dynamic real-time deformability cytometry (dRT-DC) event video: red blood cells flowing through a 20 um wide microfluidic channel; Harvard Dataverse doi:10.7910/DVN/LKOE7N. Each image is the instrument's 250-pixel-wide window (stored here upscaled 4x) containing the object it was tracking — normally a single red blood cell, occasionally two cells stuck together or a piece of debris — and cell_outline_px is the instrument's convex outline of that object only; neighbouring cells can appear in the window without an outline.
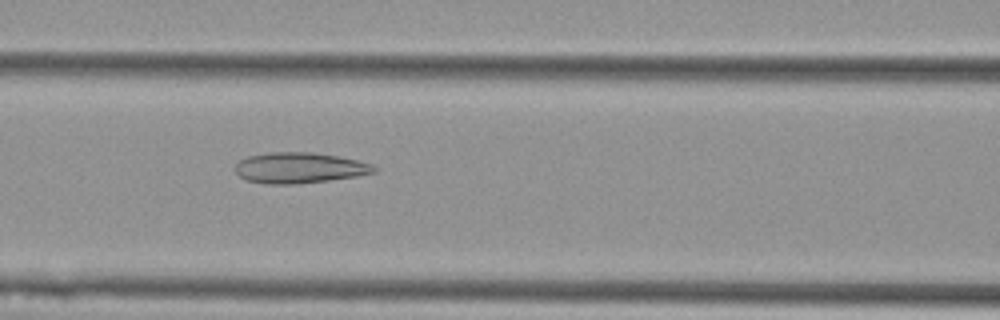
{"species": "Egyptian fruit bat (a non-hibernating species)", "species_latin": "Rousettus aegyptiacus", "temperature_condition": "cold", "stored_images_in_passage": 53, "camera_frame_rate_fps": 3000, "um_per_image_px": 0.085, "animal": {"sex": "female"}, "frame": {"image": 1, "passage_image": 24, "time_ms": 7.667, "image_size_px": [1000, 320], "cell_outline_px": [[376, 172], [356, 176], [328, 180], [296, 184], [268, 184], [248, 180], [240, 176], [236, 172], [236, 164], [240, 160], [248, 156], [268, 152], [312, 152], [340, 156], [372, 164], [376, 168]], "centroid_in_image_um": [25.46, 14.26], "position_along_channel_um": 141.1, "area_um2": 24.74}}
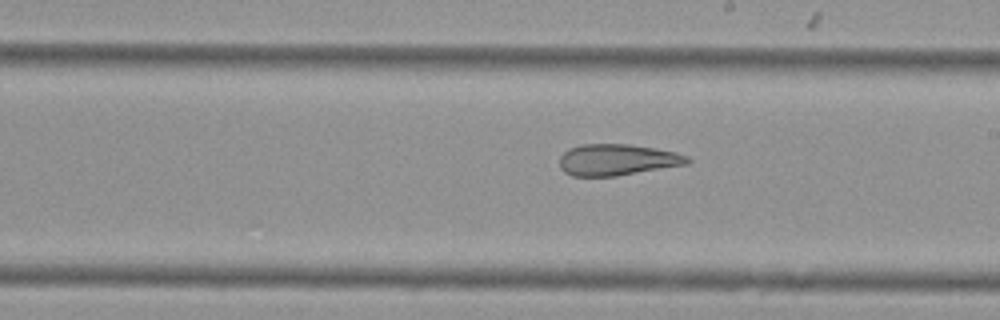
{"frame": {"image": 2, "passage_image": 32, "time_ms": 10.333, "image_size_px": [1000, 320], "cell_outline_px": [[692, 160], [688, 164], [616, 176], [572, 176], [564, 172], [560, 168], [560, 156], [568, 148], [580, 144], [628, 144], [656, 148], [676, 152], [688, 156]], "centroid_in_image_um": [52.46, 13.58], "position_along_channel_um": 236.5, "area_um2": 23.52}}
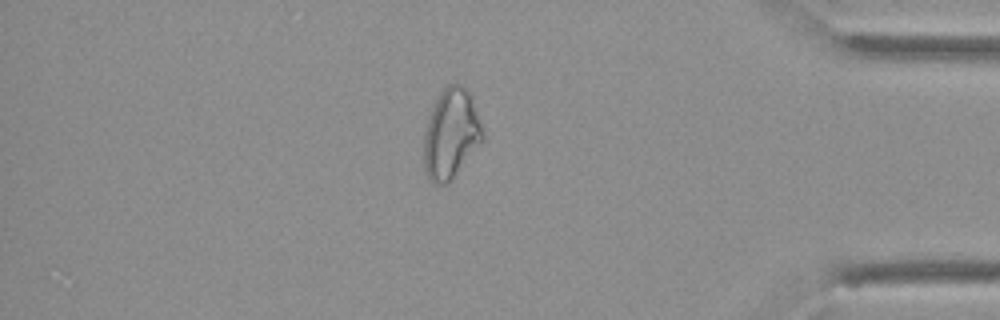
{"frame": {"image": 3, "passage_image": 48, "time_ms": 15.667, "image_size_px": [1000, 320], "cell_outline_px": [[484, 140], [452, 180], [448, 184], [432, 184], [424, 168], [424, 132], [432, 104], [440, 92], [448, 84], [456, 80], [472, 96], [484, 132]], "centroid_in_image_um": [38.34, 11.37], "position_along_channel_um": 396.9, "area_um2": 31.33}, "authors_computed_cell_mechanics": {"area_um2": 29.478, "velocity_mm_per_s": 3.5964, "shape_relaxation_time_tau1_ms": null, "shape_relaxation_time_tau2_ms": 3.4782, "deformation_change_tau1": null, "deformation_change_tau2": 0.1192}}